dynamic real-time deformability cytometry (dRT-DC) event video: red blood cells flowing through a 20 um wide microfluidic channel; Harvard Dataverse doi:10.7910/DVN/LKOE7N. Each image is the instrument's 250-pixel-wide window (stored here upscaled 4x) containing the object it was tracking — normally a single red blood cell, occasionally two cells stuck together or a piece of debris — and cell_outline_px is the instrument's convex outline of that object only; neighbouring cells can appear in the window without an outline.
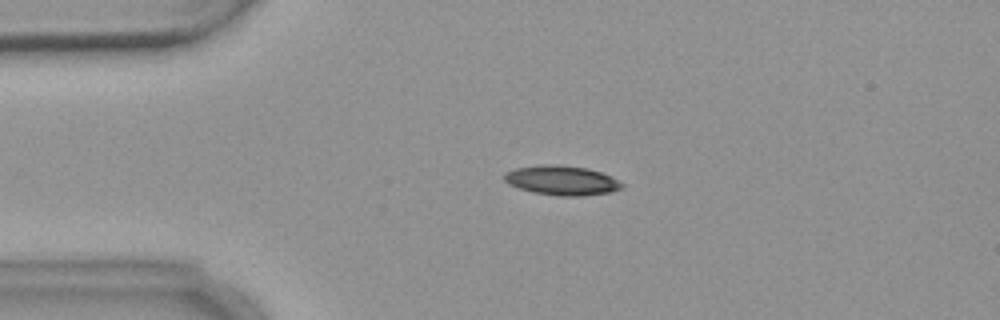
{"species": "common noctule bat (a hibernating species)", "species_latin": "Nyctalus noctula", "temperature_condition": "warm", "stored_images_in_passage": 4, "camera_frame_rate_fps": 3000, "um_per_image_px": 0.085, "animal": {"sex": "female", "body_mass_g": 18.4}, "frame": {"image": 1, "passage_image": 3, "time_ms": 2.333, "image_size_px": [1000, 320], "cell_outline_px": [[624, 184], [620, 188], [608, 192], [584, 196], [560, 196], [532, 192], [508, 184], [504, 180], [504, 172], [516, 168], [540, 164], [552, 164], [588, 168], [600, 172]], "centroid_in_image_um": [47.69, 15.33], "position_along_channel_um": 37.3, "area_um2": 20.06}}